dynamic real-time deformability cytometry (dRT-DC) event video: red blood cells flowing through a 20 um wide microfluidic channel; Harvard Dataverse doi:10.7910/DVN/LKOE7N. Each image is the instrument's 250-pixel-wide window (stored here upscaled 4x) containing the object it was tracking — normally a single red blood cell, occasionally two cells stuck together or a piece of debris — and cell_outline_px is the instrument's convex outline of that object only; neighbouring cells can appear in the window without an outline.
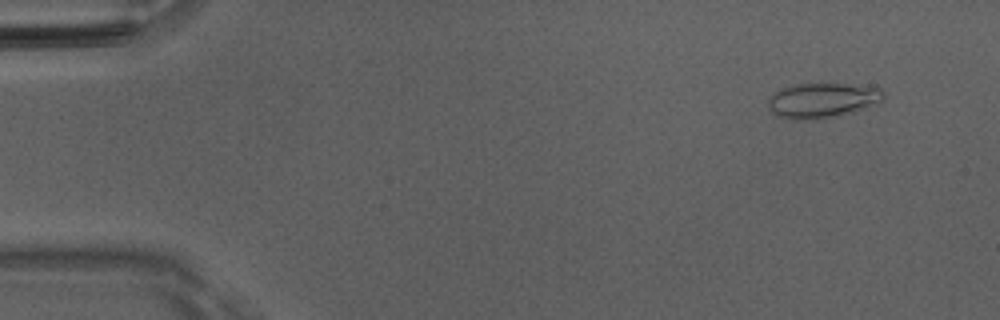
{"species": "Egyptian fruit bat (a non-hibernating species)", "species_latin": "Rousettus aegyptiacus", "temperature_condition": "room temperature", "stored_images_in_passage": 50, "camera_frame_rate_fps": 3000, "um_per_image_px": 0.085, "animal": {"sex": "male"}, "frame": {"image": 1, "passage_image": 4, "time_ms": 1.0, "image_size_px": [1000, 320], "cell_outline_px": [[884, 96], [880, 104], [820, 120], [792, 120], [776, 116], [768, 108], [768, 96], [780, 88], [796, 84], [848, 84], [884, 88]], "centroid_in_image_um": [69.88, 8.54], "position_along_channel_um": 15.1, "area_um2": 23.99}}
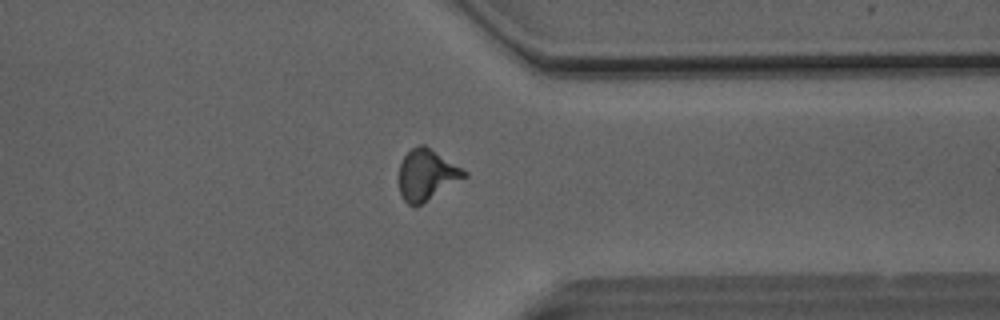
{"frame": {"image": 2, "passage_image": 39, "time_ms": 12.667, "image_size_px": [1000, 320], "cell_outline_px": [[468, 176], [416, 208], [408, 204], [404, 200], [400, 192], [400, 164], [404, 156], [412, 148], [420, 144], [424, 144], [464, 168], [468, 172]], "centroid_in_image_um": [36.31, 14.87], "position_along_channel_um": 375.1, "area_um2": 19.54}}
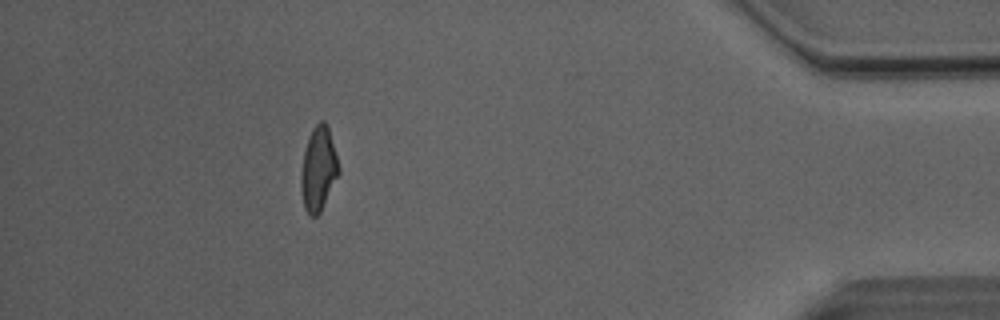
{"frame": {"image": 3, "passage_image": 45, "time_ms": 14.667, "image_size_px": [1000, 320], "cell_outline_px": [[340, 172], [320, 212], [316, 216], [308, 216], [304, 208], [300, 188], [300, 176], [304, 152], [312, 128], [320, 120], [324, 120], [328, 128], [340, 168]], "centroid_in_image_um": [27.05, 14.39], "position_along_channel_um": 408.1, "area_um2": 18.38}, "authors_computed_cell_mechanics": {"area_um2": 18.9295, "velocity_mm_per_s": 4.1136, "shape_relaxation_time_tau1_ms": 4.3672, "shape_relaxation_time_tau2_ms": 1.5615, "deformation_change_tau1": 0.1702, "deformation_change_tau2": 0.0932}}